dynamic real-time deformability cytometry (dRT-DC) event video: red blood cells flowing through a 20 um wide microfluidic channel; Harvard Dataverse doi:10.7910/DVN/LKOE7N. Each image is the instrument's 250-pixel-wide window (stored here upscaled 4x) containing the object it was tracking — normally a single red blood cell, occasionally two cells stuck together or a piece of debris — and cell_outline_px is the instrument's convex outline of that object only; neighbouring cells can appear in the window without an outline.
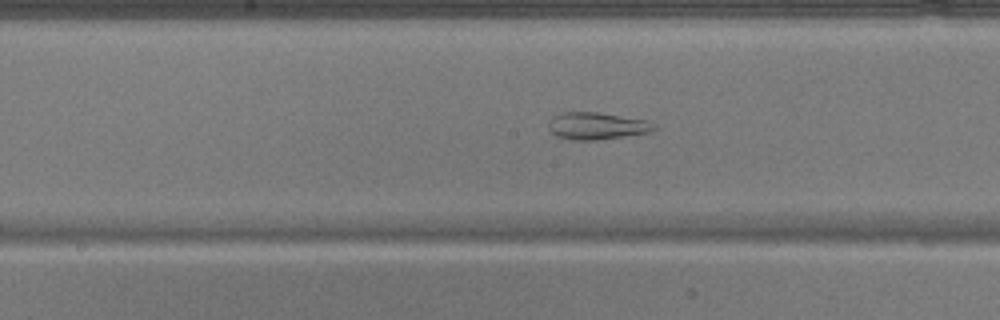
{"species": "common noctule bat (a hibernating species)", "species_latin": "Nyctalus noctula", "temperature_condition": "warm", "stored_images_in_passage": 51, "segment_of_instrument_passage": [2, 2], "camera_frame_rate_fps": 3000, "um_per_image_px": 0.085, "animal": {"sex": "male", "body_mass_g": 17.9}, "frame": {"image": 1, "passage_image": 27, "time_ms": 8.667, "image_size_px": [1000, 320], "cell_outline_px": [[656, 128], [648, 132], [596, 140], [572, 140], [556, 136], [548, 128], [548, 124], [552, 116], [564, 112], [596, 112], [644, 120], [656, 124]], "centroid_in_image_um": [50.67, 10.7], "position_along_channel_um": 197.5, "area_um2": 16.42}}
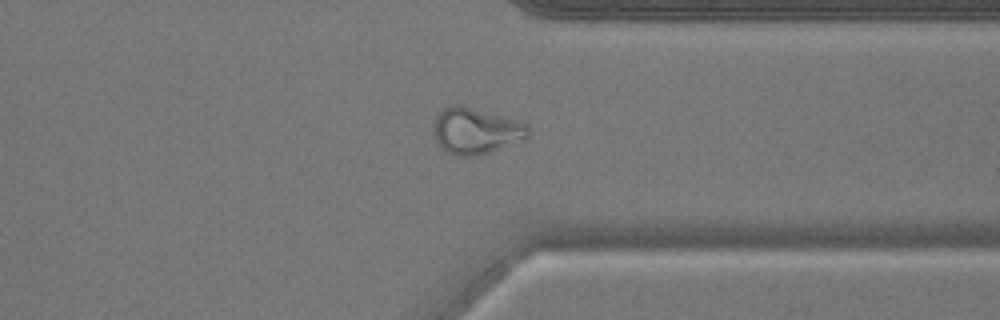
{"frame": {"image": 2, "passage_image": 40, "time_ms": 13.0, "image_size_px": [1000, 320], "cell_outline_px": [[532, 132], [524, 140], [476, 156], [456, 156], [444, 152], [436, 140], [436, 116], [444, 108], [452, 104], [460, 104], [524, 124]], "centroid_in_image_um": [40.43, 11.15], "position_along_channel_um": 371.0, "area_um2": 24.8}}
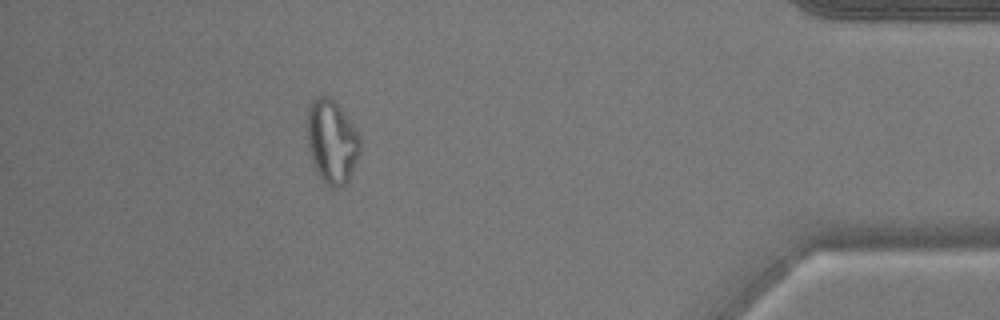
{"frame": {"image": 3, "passage_image": 46, "time_ms": 15.0, "image_size_px": [1000, 320], "cell_outline_px": [[360, 152], [352, 172], [348, 180], [340, 188], [332, 188], [324, 184], [316, 172], [312, 160], [308, 144], [308, 104], [316, 96], [328, 96], [340, 108], [356, 128], [360, 136]], "centroid_in_image_um": [28.21, 12.06], "position_along_channel_um": 407.0, "area_um2": 25.78}}